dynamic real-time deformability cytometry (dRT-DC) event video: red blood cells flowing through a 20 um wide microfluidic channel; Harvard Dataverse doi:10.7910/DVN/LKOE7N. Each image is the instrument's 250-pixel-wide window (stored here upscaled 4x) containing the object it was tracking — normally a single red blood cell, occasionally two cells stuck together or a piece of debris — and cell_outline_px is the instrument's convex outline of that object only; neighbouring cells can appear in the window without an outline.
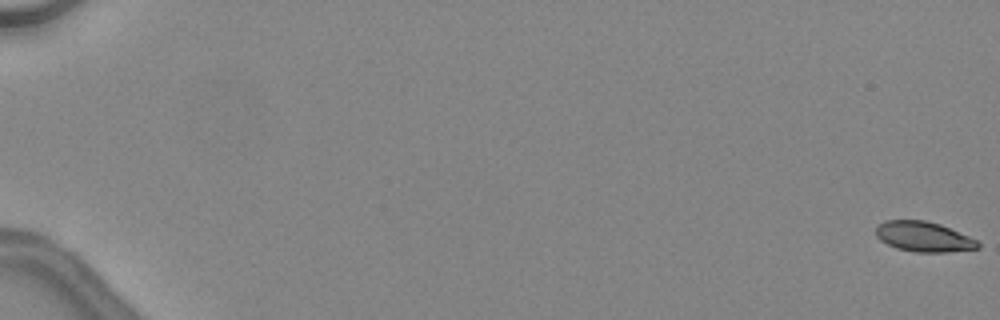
{"species": "common noctule bat (a hibernating species)", "species_latin": "Nyctalus noctula", "temperature_condition": "warm", "stored_images_in_passage": 28, "camera_frame_rate_fps": 3000, "um_per_image_px": 0.085, "animal": {"sex": "female", "body_mass_g": 24.6, "forearm_length_mm": 56.2}, "frame": {"image": 1, "passage_image": 1, "time_ms": 0.0, "image_size_px": [1000, 320], "cell_outline_px": [[980, 248], [948, 252], [916, 252], [896, 248], [880, 240], [876, 236], [876, 224], [884, 220], [924, 220], [940, 224], [968, 236], [976, 240], [980, 244]], "centroid_in_image_um": [78.48, 20.11], "position_along_channel_um": 6.5, "area_um2": 17.92}}
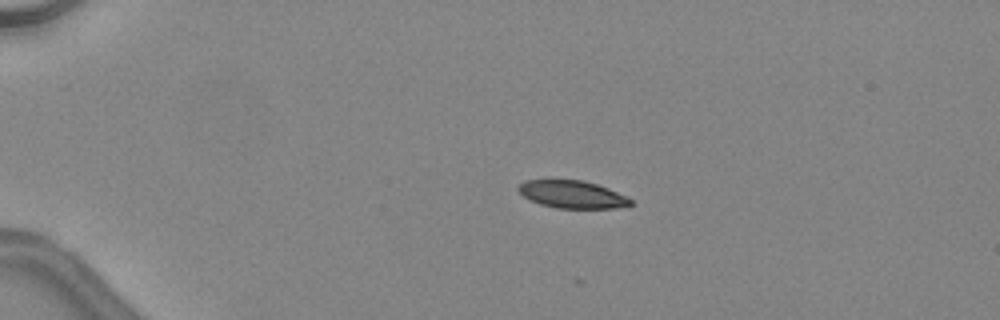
{"frame": {"image": 2, "passage_image": 13, "time_ms": 4.0, "image_size_px": [1000, 320], "cell_outline_px": [[632, 204], [616, 208], [556, 208], [540, 204], [524, 196], [516, 188], [524, 180], [548, 176], [584, 180], [608, 188], [632, 200]], "centroid_in_image_um": [48.54, 16.46], "position_along_channel_um": 36.5, "area_um2": 18.67}}